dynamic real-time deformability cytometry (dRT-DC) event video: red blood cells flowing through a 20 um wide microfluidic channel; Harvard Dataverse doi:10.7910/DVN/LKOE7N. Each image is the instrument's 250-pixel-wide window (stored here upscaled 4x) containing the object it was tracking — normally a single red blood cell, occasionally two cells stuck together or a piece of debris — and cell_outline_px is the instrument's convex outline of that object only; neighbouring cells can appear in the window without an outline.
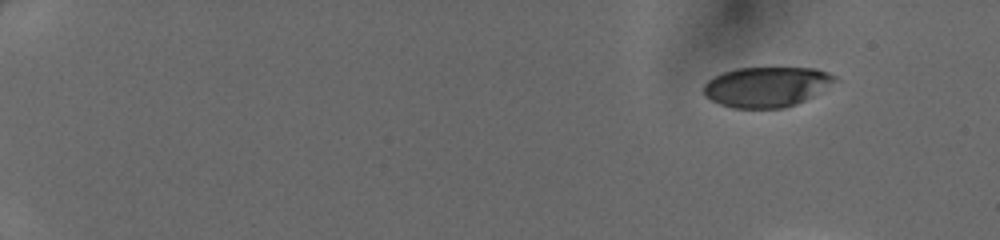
{"species": "human", "species_latin": "Homo sapiens", "temperature_condition": "cold", "stored_images_in_passage": 14, "camera_frame_rate_fps": 3000, "um_per_image_px": 0.085, "donor": {"sex": "female"}, "frame": {"image": 1, "passage_image": 1, "time_ms": 0.0, "image_size_px": [1000, 240], "cell_outline_px": [[840, 80], [812, 96], [796, 104], [784, 108], [732, 108], [720, 104], [712, 100], [704, 92], [704, 84], [708, 80], [724, 72], [736, 68], [816, 68], [828, 72], [836, 76]], "centroid_in_image_um": [65.21, 7.37], "position_along_channel_um": 19.8, "area_um2": 30.63}}
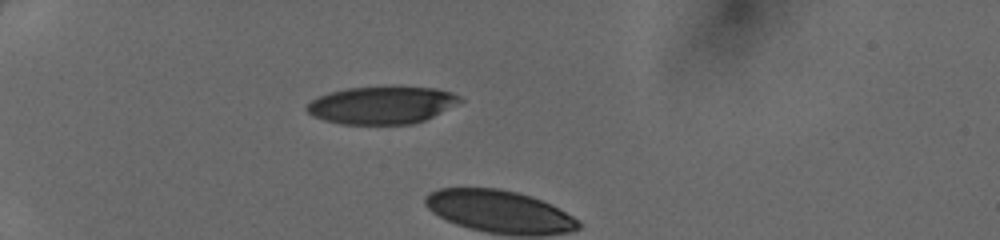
{"frame": {"image": 2, "passage_image": 12, "time_ms": 3.667, "image_size_px": [1000, 240], "cell_outline_px": [[464, 100], [424, 120], [412, 124], [340, 124], [324, 120], [312, 116], [304, 108], [312, 100], [328, 92], [348, 88], [436, 88], [452, 92], [460, 96]], "centroid_in_image_um": [32.42, 8.95], "position_along_channel_um": 52.6, "area_um2": 32.95}}